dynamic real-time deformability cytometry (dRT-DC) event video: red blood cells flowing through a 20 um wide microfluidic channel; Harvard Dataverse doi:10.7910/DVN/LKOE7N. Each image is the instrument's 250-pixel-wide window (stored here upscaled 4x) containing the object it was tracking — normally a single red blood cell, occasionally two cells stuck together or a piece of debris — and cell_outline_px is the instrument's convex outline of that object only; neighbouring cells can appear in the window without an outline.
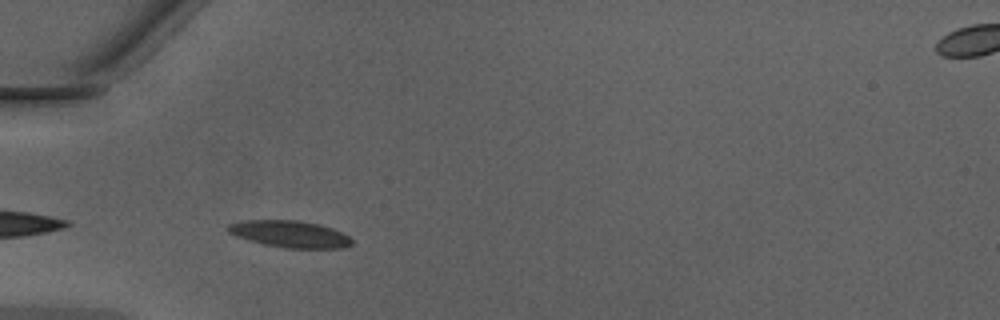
{"species": "Egyptian fruit bat (a non-hibernating species)", "species_latin": "Rousettus aegyptiacus", "temperature_condition": "warm", "stored_images_in_passage": 25, "camera_frame_rate_fps": 3000, "um_per_image_px": 0.085, "animal": {"sex": "male"}, "frame": {"image": 1, "passage_image": 2, "time_ms": 0.333, "image_size_px": [1000, 320], "cell_outline_px": [[352, 244], [344, 248], [288, 248], [264, 244], [248, 240], [236, 236], [228, 232], [224, 228], [228, 224], [244, 220], [296, 220], [320, 224], [332, 228], [348, 236], [352, 240]], "centroid_in_image_um": [24.61, 19.89], "position_along_channel_um": 60.4, "area_um2": 19.36}}
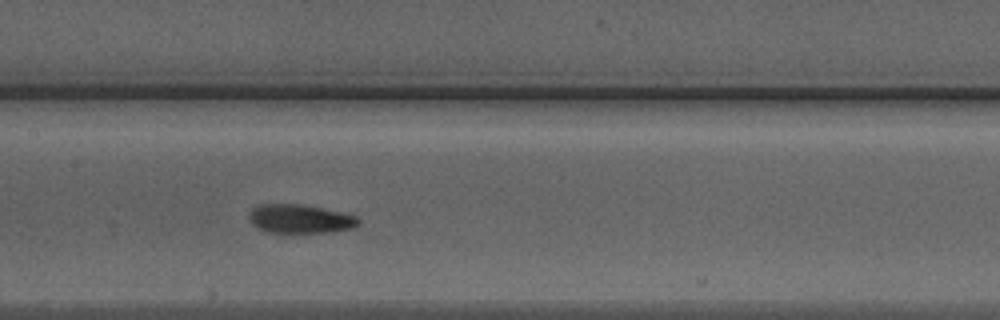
{"frame": {"image": 2, "passage_image": 11, "time_ms": 3.333, "image_size_px": [1000, 320], "cell_outline_px": [[360, 224], [352, 228], [332, 232], [264, 232], [256, 228], [248, 220], [248, 212], [252, 208], [260, 204], [304, 204], [340, 212], [356, 216], [360, 220]], "centroid_in_image_um": [25.46, 18.6], "position_along_channel_um": 181.9, "area_um2": 18.55}}
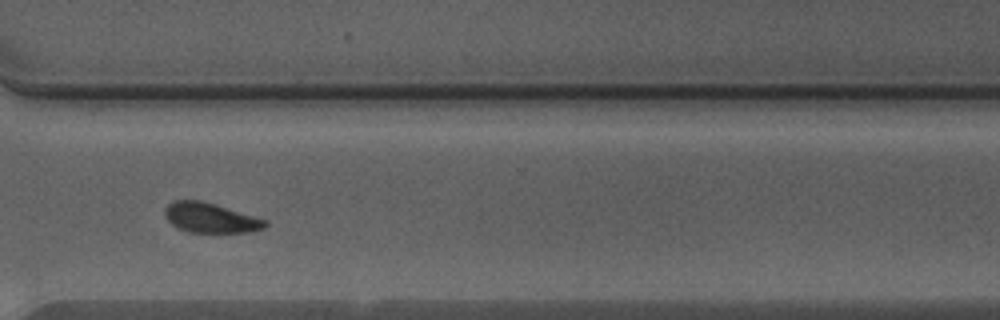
{"frame": {"image": 3, "passage_image": 23, "time_ms": 7.333, "image_size_px": [1000, 320], "cell_outline_px": [[268, 224], [264, 228], [252, 232], [188, 232], [172, 224], [164, 216], [164, 208], [172, 200], [200, 200], [216, 204], [268, 220]], "centroid_in_image_um": [17.9, 18.5], "position_along_channel_um": 352.7, "area_um2": 17.57}, "authors_computed_cell_mechanics": {"area_um2": 18.2648, "velocity_mm_per_s": 4.2736, "shape_relaxation_time_tau1_ms": 3.0635, "shape_relaxation_time_tau2_ms": 1.2852, "deformation_change_tau1": 0.1252, "deformation_change_tau2": 0.0655}}